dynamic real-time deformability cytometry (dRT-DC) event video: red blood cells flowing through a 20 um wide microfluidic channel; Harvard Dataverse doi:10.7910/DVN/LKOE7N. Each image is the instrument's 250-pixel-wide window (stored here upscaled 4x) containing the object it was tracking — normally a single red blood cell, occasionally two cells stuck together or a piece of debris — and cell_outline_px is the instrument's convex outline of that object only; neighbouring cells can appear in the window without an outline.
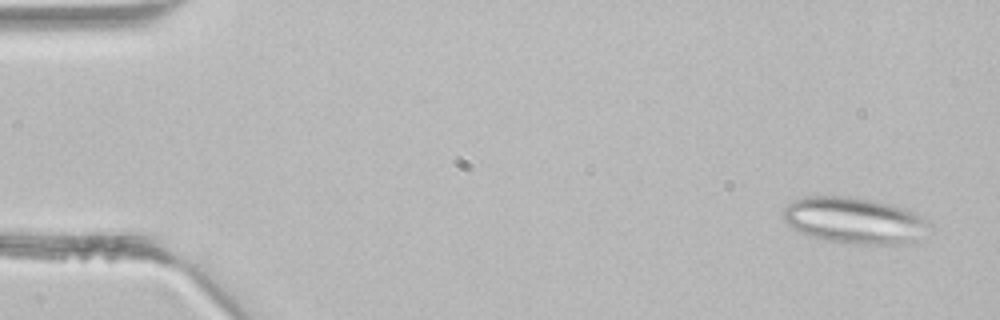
{"species": "common noctule bat (a hibernating species)", "species_latin": "Nyctalus noctula", "temperature_condition": "room temperature", "stored_images_in_passage": 4, "camera_frame_rate_fps": 3000, "um_per_image_px": 0.085, "animal": {"sex": "male", "body_mass_g": 21.5, "forearm_length_mm": 52.0}, "frame": {"image": 1, "passage_image": 1, "time_ms": 0.0, "image_size_px": [1000, 320], "cell_outline_px": [[932, 228], [912, 244], [852, 244], [824, 240], [808, 236], [784, 224], [784, 208], [792, 200], [804, 196], [848, 196], [876, 200], [908, 208], [924, 216], [932, 224]], "centroid_in_image_um": [72.68, 18.74], "position_along_channel_um": 12.3, "area_um2": 40.52}}